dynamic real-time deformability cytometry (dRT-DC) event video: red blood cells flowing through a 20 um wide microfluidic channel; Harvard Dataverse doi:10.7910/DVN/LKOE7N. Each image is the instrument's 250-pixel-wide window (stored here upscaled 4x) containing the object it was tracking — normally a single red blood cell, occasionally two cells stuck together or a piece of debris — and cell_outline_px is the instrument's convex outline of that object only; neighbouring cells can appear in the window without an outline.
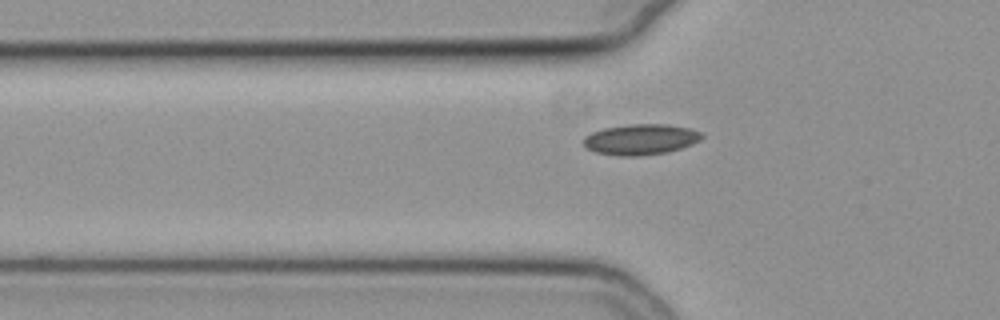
{"species": "common noctule bat (a hibernating species)", "species_latin": "Nyctalus noctula", "temperature_condition": "cold", "stored_images_in_passage": 42, "camera_frame_rate_fps": 3000, "um_per_image_px": 0.085, "animal": {"sex": "female", "body_mass_g": 19.3, "forearm_length_mm": 54.1}, "frame": {"image": 1, "passage_image": 8, "time_ms": 2.333, "image_size_px": [1000, 320], "cell_outline_px": [[704, 136], [700, 140], [692, 144], [668, 152], [640, 156], [616, 156], [596, 152], [588, 148], [584, 144], [584, 136], [592, 132], [604, 128], [628, 124], [668, 124], [692, 128], [700, 132]], "centroid_in_image_um": [54.48, 11.84], "position_along_channel_um": 71.3, "area_um2": 21.27}}
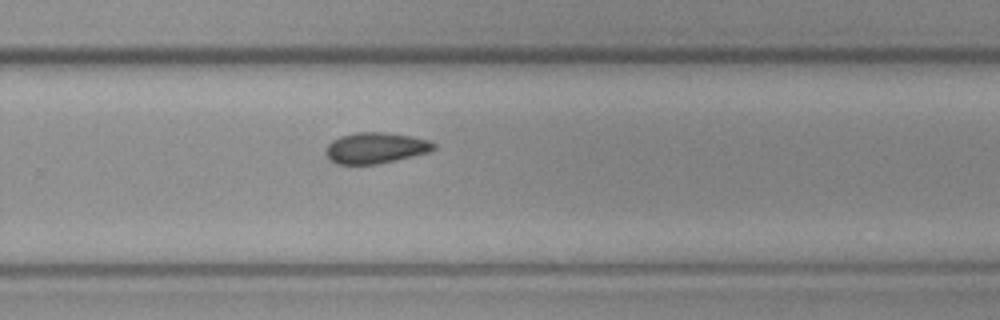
{"frame": {"image": 2, "passage_image": 26, "time_ms": 8.333, "image_size_px": [1000, 320], "cell_outline_px": [[436, 148], [428, 152], [396, 160], [376, 164], [336, 164], [328, 156], [328, 144], [332, 140], [340, 136], [356, 132], [388, 132], [428, 140], [436, 144]], "centroid_in_image_um": [31.95, 12.56], "position_along_channel_um": 297.9, "area_um2": 19.19}}
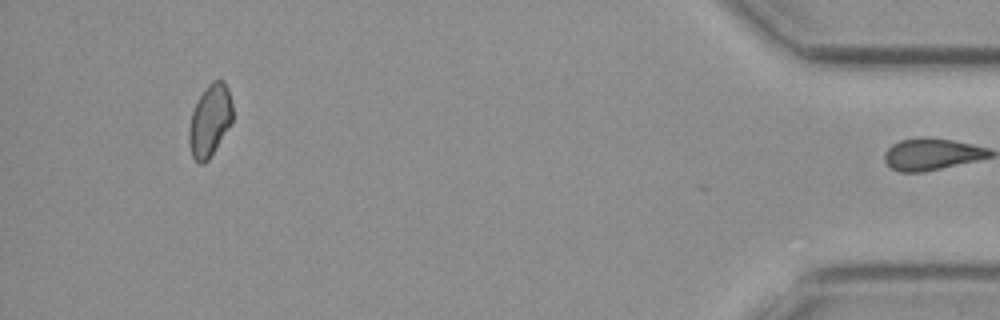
{"frame": {"image": 3, "passage_image": 41, "time_ms": 13.333, "image_size_px": [1000, 320], "cell_outline_px": [[232, 124], [208, 160], [200, 164], [196, 164], [192, 156], [188, 140], [188, 132], [192, 112], [204, 88], [212, 80], [224, 80], [228, 88], [232, 100]], "centroid_in_image_um": [17.85, 10.24], "position_along_channel_um": 417.4, "area_um2": 18.5}, "authors_computed_cell_mechanics": {"area_um2": 19.3341, "velocity_mm_per_s": 3.7817, "shape_relaxation_time_tau1_ms": null, "shape_relaxation_time_tau2_ms": 4.4601, "deformation_change_tau1": null, "deformation_change_tau2": 0.0729}}